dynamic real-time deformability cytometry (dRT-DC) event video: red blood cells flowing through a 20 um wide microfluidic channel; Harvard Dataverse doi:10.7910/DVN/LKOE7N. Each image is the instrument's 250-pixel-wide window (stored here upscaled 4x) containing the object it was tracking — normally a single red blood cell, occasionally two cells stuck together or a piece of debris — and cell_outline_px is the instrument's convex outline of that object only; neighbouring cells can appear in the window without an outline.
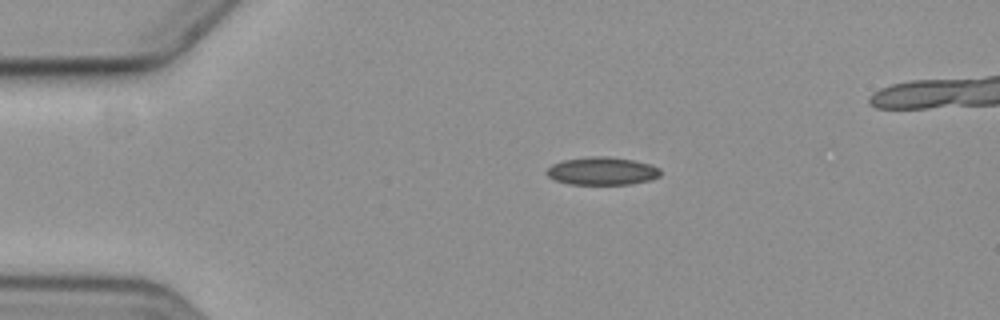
{"species": "common noctule bat (a hibernating species)", "species_latin": "Nyctalus noctula", "temperature_condition": "cold", "stored_images_in_passage": 7, "camera_frame_rate_fps": 3000, "um_per_image_px": 0.085, "animal": {"sex": "female", "body_mass_g": 19.3, "forearm_length_mm": 54.1}, "frame": {"image": 1, "passage_image": 4, "time_ms": 4.0, "image_size_px": [1000, 320], "cell_outline_px": [[660, 176], [652, 180], [628, 184], [568, 184], [556, 180], [548, 176], [544, 172], [552, 164], [564, 160], [588, 156], [608, 156], [632, 160], [652, 164], [660, 168]], "centroid_in_image_um": [51.19, 14.53], "position_along_channel_um": 33.8, "area_um2": 18.61}}
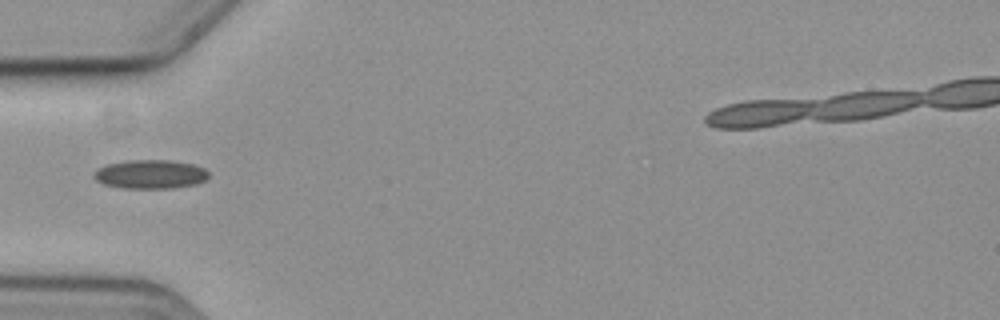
{"frame": {"image": 2, "passage_image": 6, "time_ms": 6.333, "image_size_px": [1000, 320], "cell_outline_px": [[208, 176], [204, 180], [196, 184], [172, 188], [124, 188], [104, 184], [96, 180], [92, 176], [92, 172], [108, 164], [128, 160], [168, 160], [192, 164], [204, 168], [208, 172]], "centroid_in_image_um": [12.76, 14.81], "position_along_channel_um": 72.2, "area_um2": 19.19}}
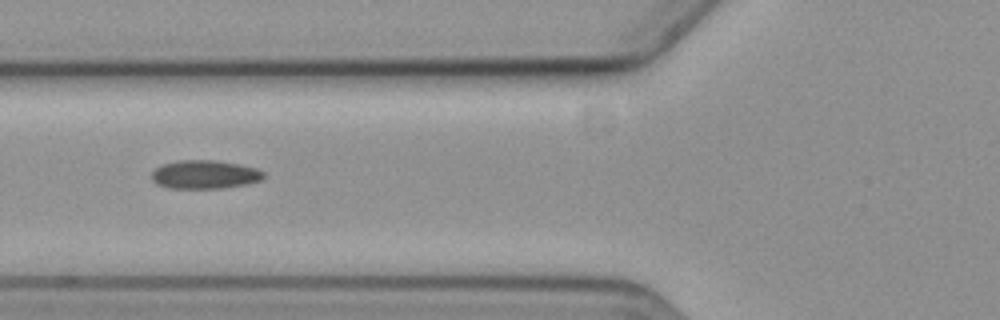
{"frame": {"image": 3, "passage_image": 7, "time_ms": 7.333, "image_size_px": [1000, 320], "cell_outline_px": [[264, 176], [260, 180], [248, 184], [224, 188], [164, 188], [156, 184], [152, 180], [152, 172], [156, 168], [164, 164], [180, 160], [216, 160], [240, 164], [256, 168], [264, 172]], "centroid_in_image_um": [17.4, 14.84], "position_along_channel_um": 108.4, "area_um2": 18.73}}